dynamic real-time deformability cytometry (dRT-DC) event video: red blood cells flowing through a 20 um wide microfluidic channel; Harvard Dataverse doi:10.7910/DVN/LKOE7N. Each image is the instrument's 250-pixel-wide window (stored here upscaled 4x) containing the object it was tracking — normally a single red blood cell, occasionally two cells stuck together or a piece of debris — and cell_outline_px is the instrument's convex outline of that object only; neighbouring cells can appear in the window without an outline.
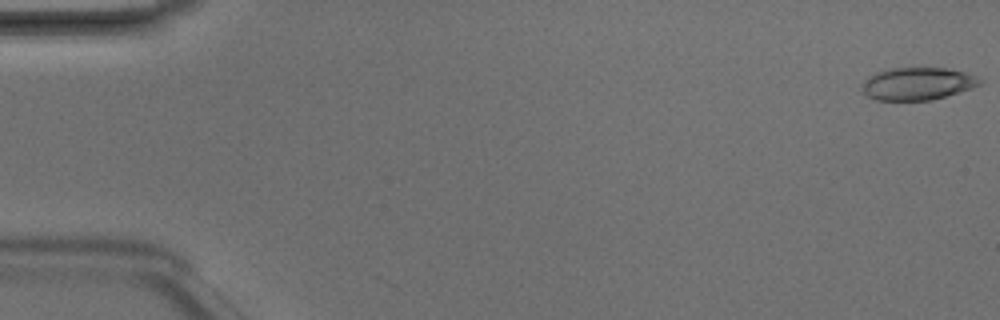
{"species": "Egyptian fruit bat (a non-hibernating species)", "species_latin": "Rousettus aegyptiacus", "temperature_condition": "room temperature", "stored_images_in_passage": 5, "camera_frame_rate_fps": 3000, "um_per_image_px": 0.085, "animal": {"sex": "male"}, "frame": {"image": 1, "passage_image": 1, "time_ms": 0.0, "image_size_px": [1000, 320], "cell_outline_px": [[984, 80], [980, 84], [972, 88], [960, 92], [932, 100], [876, 100], [868, 96], [864, 92], [860, 84], [864, 80], [876, 72], [888, 68], [944, 68], [968, 72]], "centroid_in_image_um": [78.01, 7.11], "position_along_channel_um": 7.0, "area_um2": 22.48}}
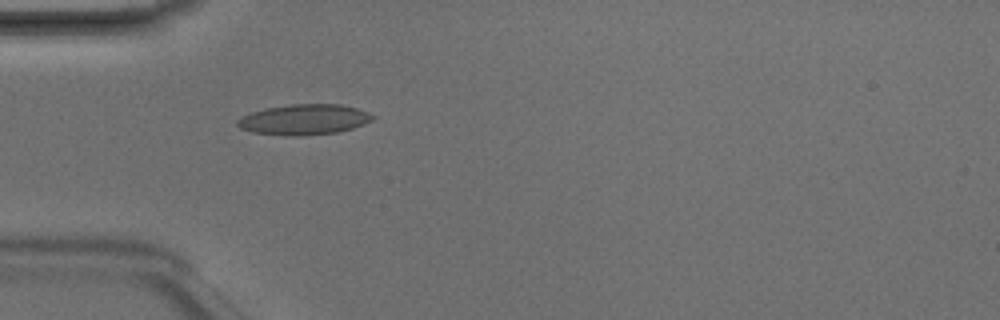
{"frame": {"image": 2, "passage_image": 5, "time_ms": 1.333, "image_size_px": [1000, 320], "cell_outline_px": [[376, 116], [372, 120], [364, 124], [340, 132], [300, 136], [288, 136], [252, 132], [240, 128], [236, 124], [236, 120], [252, 112], [264, 108], [292, 104], [340, 104], [356, 108], [368, 112]], "centroid_in_image_um": [25.86, 10.16], "position_along_channel_um": 59.1, "area_um2": 24.1}}